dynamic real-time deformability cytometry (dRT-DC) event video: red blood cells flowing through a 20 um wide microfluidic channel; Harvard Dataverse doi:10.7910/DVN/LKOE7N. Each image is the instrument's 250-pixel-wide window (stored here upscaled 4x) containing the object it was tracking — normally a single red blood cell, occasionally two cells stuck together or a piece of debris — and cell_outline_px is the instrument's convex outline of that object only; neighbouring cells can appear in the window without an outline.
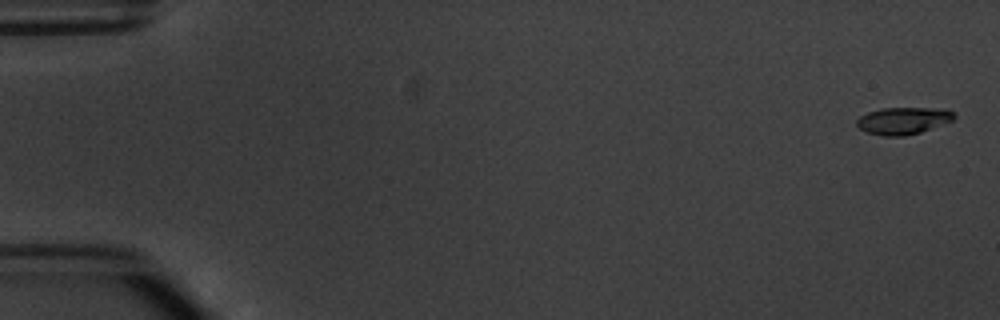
{"species": "common noctule bat (a hibernating species)", "species_latin": "Nyctalus noctula", "temperature_condition": "warm", "stored_images_in_passage": 6, "camera_frame_rate_fps": 3000, "um_per_image_px": 0.085, "animal": {"sex": "male", "body_mass_g": 20.1, "forearm_length_mm": 53.5}, "frame": {"image": 1, "passage_image": 1, "time_ms": 0.0, "image_size_px": [1000, 320], "cell_outline_px": [[956, 116], [952, 120], [920, 132], [904, 136], [884, 136], [868, 132], [860, 128], [856, 124], [856, 120], [860, 116], [868, 112], [880, 108], [948, 108]], "centroid_in_image_um": [76.76, 10.24], "position_along_channel_um": 8.2, "area_um2": 15.26}}